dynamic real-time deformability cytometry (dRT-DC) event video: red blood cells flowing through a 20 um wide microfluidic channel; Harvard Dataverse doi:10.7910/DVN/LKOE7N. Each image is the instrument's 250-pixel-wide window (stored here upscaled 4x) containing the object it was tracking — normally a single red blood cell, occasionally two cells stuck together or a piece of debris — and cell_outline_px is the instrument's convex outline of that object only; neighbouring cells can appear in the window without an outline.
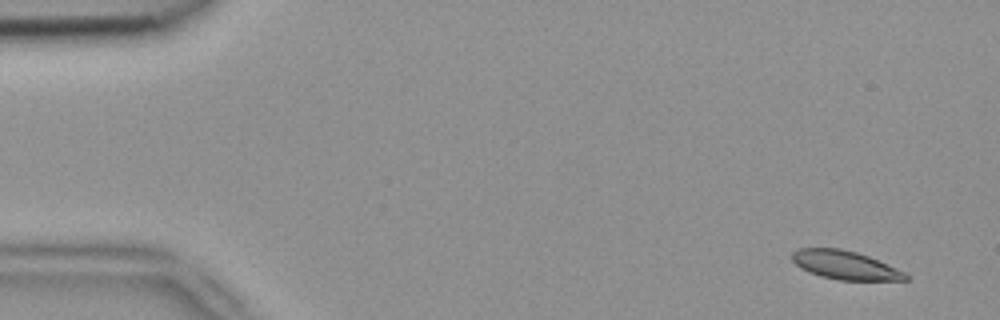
{"species": "common noctule bat (a hibernating species)", "species_latin": "Nyctalus noctula", "temperature_condition": "room temperature", "stored_images_in_passage": 4, "camera_frame_rate_fps": 3000, "um_per_image_px": 0.085, "animal": {"sex": "female", "body_mass_g": 18.4}, "frame": {"image": 1, "passage_image": 1, "time_ms": 0.0, "image_size_px": [1000, 320], "cell_outline_px": [[908, 280], [840, 280], [820, 276], [808, 272], [800, 268], [792, 260], [792, 252], [800, 248], [840, 248], [856, 252], [868, 256], [904, 272], [908, 276]], "centroid_in_image_um": [71.79, 22.53], "position_along_channel_um": 13.2, "area_um2": 18.73}}
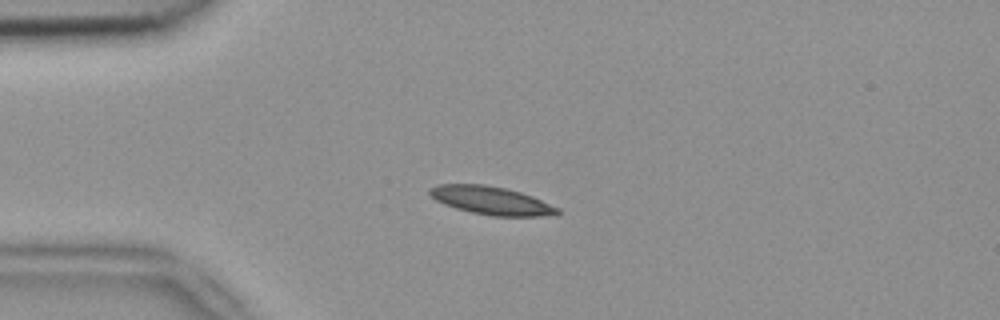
{"frame": {"image": 2, "passage_image": 4, "time_ms": 1.0, "image_size_px": [1000, 320], "cell_outline_px": [[560, 216], [492, 216], [472, 212], [456, 208], [444, 204], [436, 200], [428, 192], [428, 188], [436, 184], [484, 184], [504, 188], [520, 192], [532, 196], [560, 208]], "centroid_in_image_um": [41.79, 17.05], "position_along_channel_um": 43.2, "area_um2": 21.1}}